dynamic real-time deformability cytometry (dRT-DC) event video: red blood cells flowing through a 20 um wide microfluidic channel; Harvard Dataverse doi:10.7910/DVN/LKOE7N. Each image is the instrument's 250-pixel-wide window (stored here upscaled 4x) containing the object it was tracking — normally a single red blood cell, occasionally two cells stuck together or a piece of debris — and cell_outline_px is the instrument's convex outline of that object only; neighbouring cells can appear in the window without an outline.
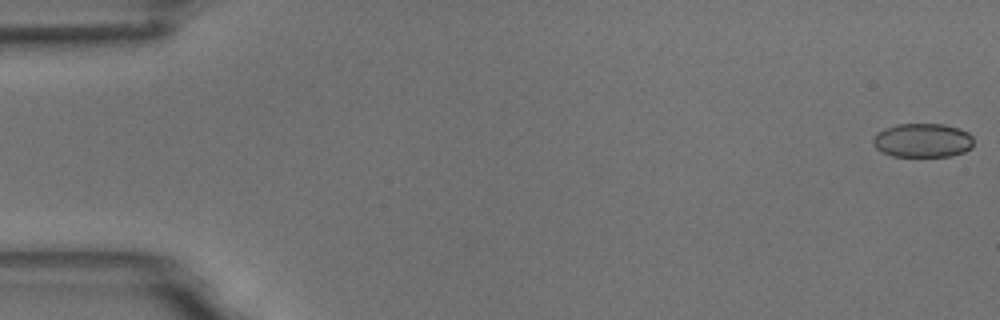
{"species": "common noctule bat (a hibernating species)", "species_latin": "Nyctalus noctula", "temperature_condition": "room temperature", "stored_images_in_passage": 6, "camera_frame_rate_fps": 3000, "um_per_image_px": 0.085, "animal": {"sex": "male", "body_mass_g": 18.8}, "frame": {"image": 1, "passage_image": 1, "time_ms": 0.0, "image_size_px": [1000, 320], "cell_outline_px": [[972, 148], [964, 152], [952, 156], [892, 156], [876, 148], [872, 140], [876, 132], [884, 128], [896, 124], [944, 124], [960, 128], [968, 132], [972, 136]], "centroid_in_image_um": [78.43, 11.92], "position_along_channel_um": 6.6, "area_um2": 20.06}}
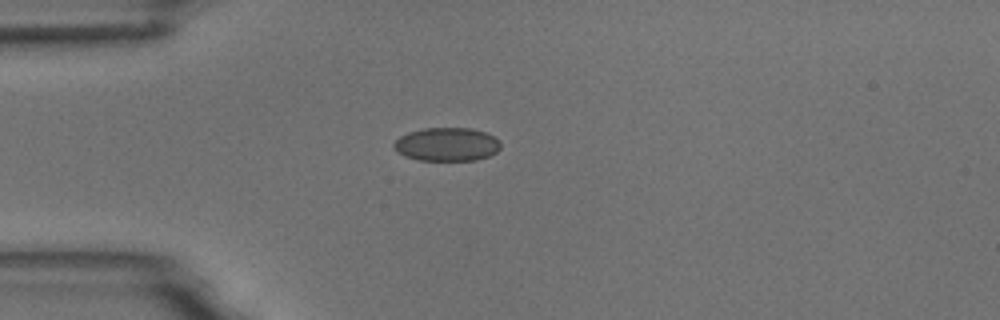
{"frame": {"image": 2, "passage_image": 5, "time_ms": 4.667, "image_size_px": [1000, 320], "cell_outline_px": [[500, 148], [496, 152], [488, 156], [476, 160], [420, 160], [404, 156], [396, 152], [392, 144], [400, 136], [408, 132], [424, 128], [472, 128], [484, 132], [500, 140]], "centroid_in_image_um": [37.96, 12.27], "position_along_channel_um": 47.0, "area_um2": 20.87}}